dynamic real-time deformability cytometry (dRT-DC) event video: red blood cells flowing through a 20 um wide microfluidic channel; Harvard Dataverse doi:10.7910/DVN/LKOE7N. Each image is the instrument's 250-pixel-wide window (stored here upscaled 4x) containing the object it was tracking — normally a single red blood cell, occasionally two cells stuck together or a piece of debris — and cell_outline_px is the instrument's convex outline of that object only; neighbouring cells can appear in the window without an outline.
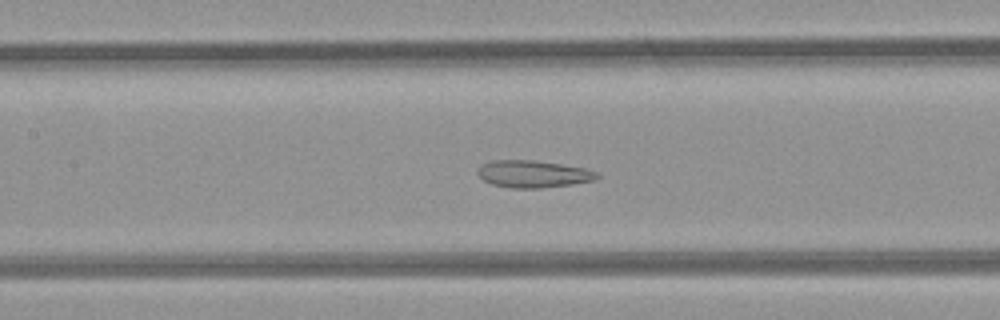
{"species": "common noctule bat (a hibernating species)", "species_latin": "Nyctalus noctula", "temperature_condition": "room temperature", "stored_images_in_passage": 46, "camera_frame_rate_fps": 3000, "um_per_image_px": 0.085, "animal": {"sex": "female", "body_mass_g": 21.9}, "frame": {"image": 1, "passage_image": 19, "time_ms": 6.0, "image_size_px": [1000, 320], "cell_outline_px": [[600, 176], [596, 180], [572, 184], [540, 188], [508, 188], [492, 184], [484, 180], [476, 172], [480, 164], [492, 160], [532, 160], [560, 164], [584, 168], [600, 172]], "centroid_in_image_um": [45.32, 14.79], "position_along_channel_um": 162.1, "area_um2": 19.02}}
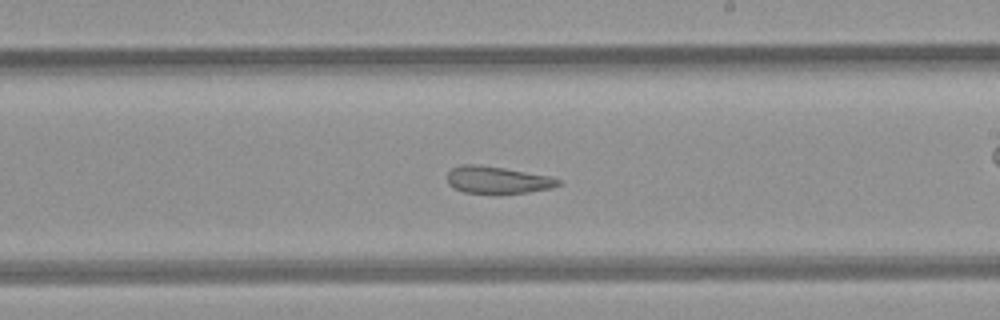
{"frame": {"image": 2, "passage_image": 25, "time_ms": 8.0, "image_size_px": [1000, 320], "cell_outline_px": [[560, 184], [552, 188], [528, 192], [464, 192], [452, 188], [448, 184], [448, 172], [452, 168], [460, 164], [476, 164], [504, 168], [548, 176], [560, 180]], "centroid_in_image_um": [42.24, 15.27], "position_along_channel_um": 246.8, "area_um2": 17.17}}
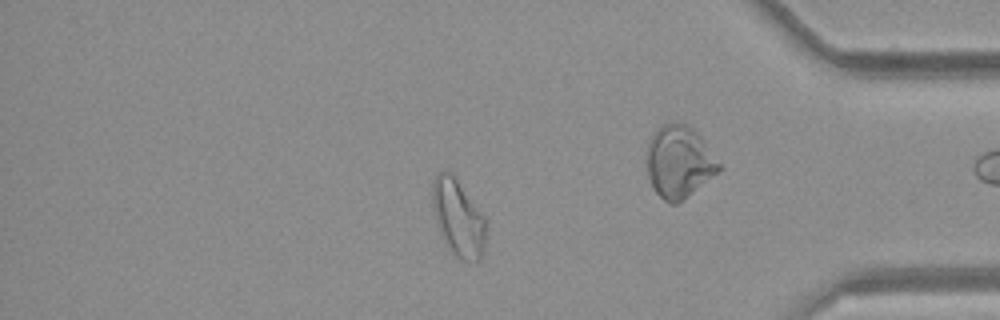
{"frame": {"image": 3, "passage_image": 38, "time_ms": 12.333, "image_size_px": [1000, 320], "cell_outline_px": [[484, 256], [480, 260], [460, 260], [448, 248], [440, 232], [432, 208], [432, 180], [440, 172], [452, 172], [484, 216]], "centroid_in_image_um": [38.92, 18.51], "position_along_channel_um": 396.3, "area_um2": 23.7}, "authors_computed_cell_mechanics": {"area_um2": 22.6287, "velocity_mm_per_s": 4.2459, "shape_relaxation_time_tau1_ms": null, "shape_relaxation_time_tau2_ms": 2.6789, "deformation_change_tau1": null, "deformation_change_tau2": 0.1071}}